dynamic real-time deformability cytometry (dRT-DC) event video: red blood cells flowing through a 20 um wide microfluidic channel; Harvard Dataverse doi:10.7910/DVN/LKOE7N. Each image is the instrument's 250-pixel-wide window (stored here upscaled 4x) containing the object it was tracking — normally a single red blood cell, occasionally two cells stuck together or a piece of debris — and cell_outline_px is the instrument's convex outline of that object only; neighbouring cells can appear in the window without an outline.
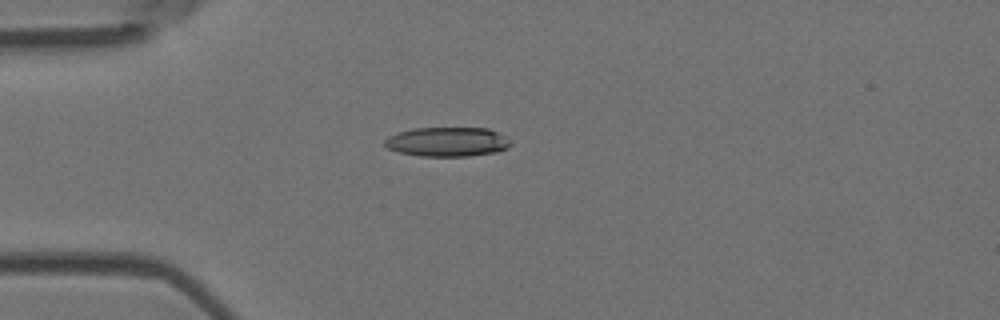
{"species": "Egyptian fruit bat (a non-hibernating species)", "species_latin": "Rousettus aegyptiacus", "temperature_condition": "room temperature", "stored_images_in_passage": 2, "camera_frame_rate_fps": 3000, "um_per_image_px": 0.085, "animal": {"sex": "female"}, "frame": {"image": 1, "passage_image": 1, "time_ms": 0.0, "image_size_px": [1000, 320], "cell_outline_px": [[512, 144], [508, 148], [496, 152], [468, 156], [420, 156], [400, 152], [388, 148], [384, 144], [384, 140], [388, 136], [396, 132], [412, 128], [488, 128], [508, 136]], "centroid_in_image_um": [38.05, 12.04], "position_along_channel_um": 47.0, "area_um2": 21.79}}